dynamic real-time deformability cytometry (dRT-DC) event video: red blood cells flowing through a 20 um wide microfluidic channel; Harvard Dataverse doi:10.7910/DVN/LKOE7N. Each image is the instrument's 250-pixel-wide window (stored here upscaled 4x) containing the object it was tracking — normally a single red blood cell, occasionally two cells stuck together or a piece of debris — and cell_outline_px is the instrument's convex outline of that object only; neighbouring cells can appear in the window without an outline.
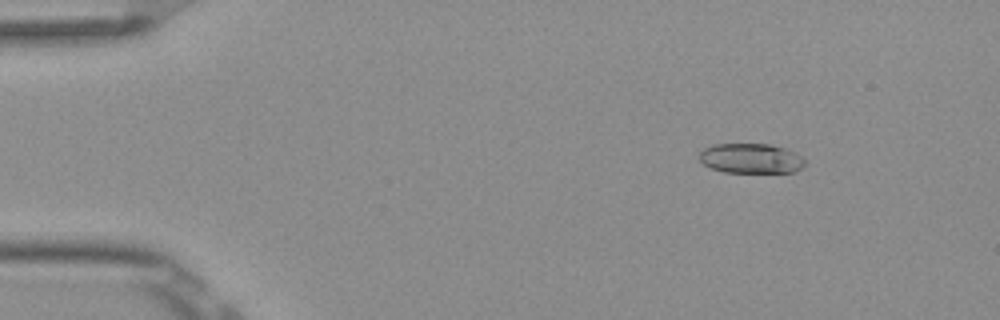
{"species": "Egyptian fruit bat (a non-hibernating species)", "species_latin": "Rousettus aegyptiacus", "temperature_condition": "room temperature", "stored_images_in_passage": 3, "camera_frame_rate_fps": 3000, "um_per_image_px": 0.085, "frame": {"image": 1, "passage_image": 1, "time_ms": 0.0, "image_size_px": [1000, 320], "cell_outline_px": [[804, 164], [796, 172], [724, 172], [712, 168], [704, 164], [700, 160], [700, 152], [704, 148], [712, 144], [772, 144], [784, 148], [800, 156], [804, 160]], "centroid_in_image_um": [63.8, 13.46], "position_along_channel_um": 21.2, "area_um2": 18.21}}